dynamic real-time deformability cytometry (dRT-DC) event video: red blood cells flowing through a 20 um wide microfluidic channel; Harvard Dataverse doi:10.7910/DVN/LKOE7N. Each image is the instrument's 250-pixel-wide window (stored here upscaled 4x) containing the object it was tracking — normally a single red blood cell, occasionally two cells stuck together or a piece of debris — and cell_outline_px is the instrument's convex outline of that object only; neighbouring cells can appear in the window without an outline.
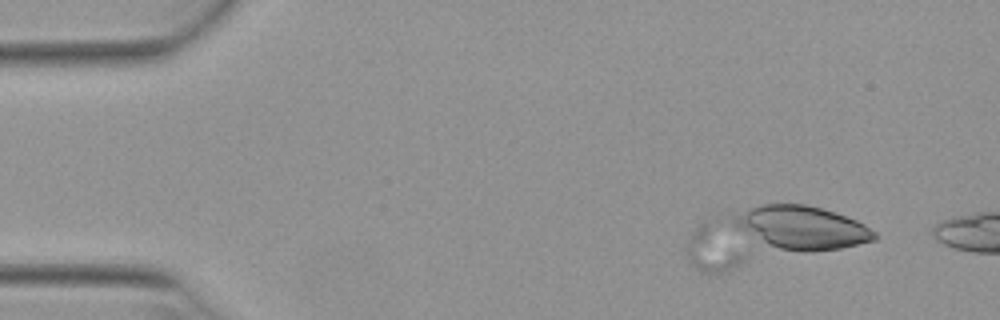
{"species": "Egyptian fruit bat (a non-hibernating species)", "species_latin": "Rousettus aegyptiacus", "temperature_condition": "warm", "stored_images_in_passage": 3, "camera_frame_rate_fps": 3000, "um_per_image_px": 0.085, "animal": {"sex": "female"}, "frame": {"image": 1, "passage_image": 1, "time_ms": 0.0, "image_size_px": [1000, 320], "cell_outline_px": [[744, 260], [740, 264], [724, 272], [700, 272], [688, 260], [688, 236], [704, 216], [744, 256]], "centroid_in_image_um": [60.49, 21.2], "position_along_channel_um": 24.5, "area_um2": 14.45}}